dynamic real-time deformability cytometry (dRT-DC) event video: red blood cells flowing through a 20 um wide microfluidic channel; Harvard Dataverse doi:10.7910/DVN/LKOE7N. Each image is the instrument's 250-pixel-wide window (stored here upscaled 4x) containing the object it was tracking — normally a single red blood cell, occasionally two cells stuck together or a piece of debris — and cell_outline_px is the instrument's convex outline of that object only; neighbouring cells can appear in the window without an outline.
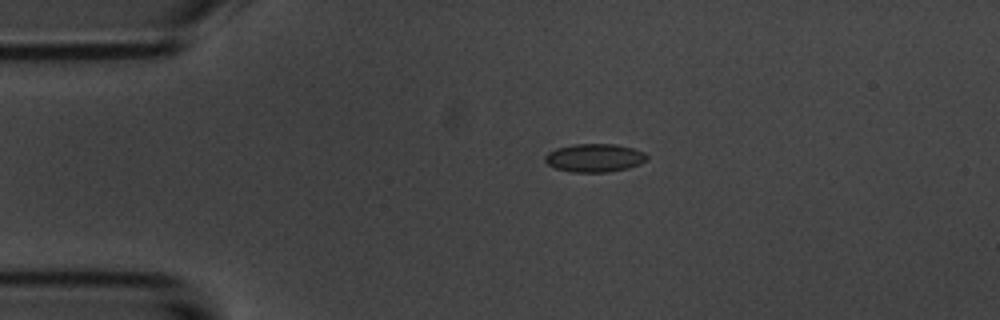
{"species": "common noctule bat (a hibernating species)", "species_latin": "Nyctalus noctula", "temperature_condition": "room temperature", "stored_images_in_passage": 6, "camera_frame_rate_fps": 3000, "um_per_image_px": 0.085, "animal": {"sex": "male", "body_mass_g": 20.1, "forearm_length_mm": 53.5}, "frame": {"image": 1, "passage_image": 4, "time_ms": 3.667, "image_size_px": [1000, 320], "cell_outline_px": [[648, 160], [640, 164], [628, 168], [608, 172], [572, 172], [556, 168], [548, 164], [544, 160], [544, 156], [548, 152], [556, 148], [572, 144], [616, 144], [632, 148], [644, 152], [648, 156]], "centroid_in_image_um": [50.54, 13.41], "position_along_channel_um": 34.5, "area_um2": 16.88}}
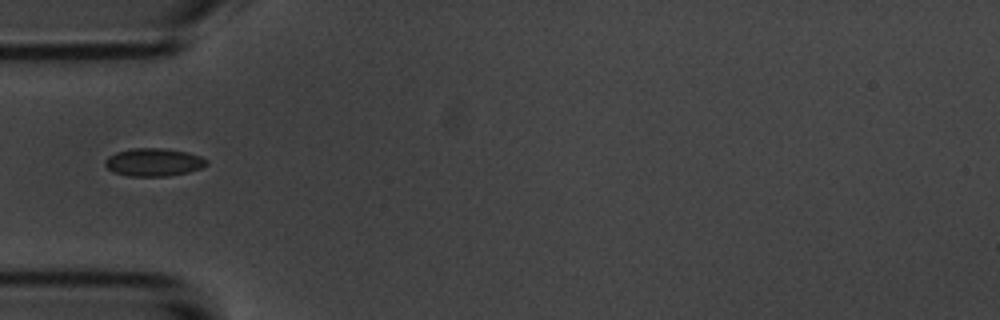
{"frame": {"image": 2, "passage_image": 6, "time_ms": 5.667, "image_size_px": [1000, 320], "cell_outline_px": [[208, 164], [200, 168], [188, 172], [168, 176], [128, 176], [116, 172], [108, 168], [104, 164], [104, 160], [108, 156], [116, 152], [132, 148], [164, 148], [188, 152], [200, 156], [208, 160]], "centroid_in_image_um": [13.07, 13.78], "position_along_channel_um": 71.9, "area_um2": 16.53}}